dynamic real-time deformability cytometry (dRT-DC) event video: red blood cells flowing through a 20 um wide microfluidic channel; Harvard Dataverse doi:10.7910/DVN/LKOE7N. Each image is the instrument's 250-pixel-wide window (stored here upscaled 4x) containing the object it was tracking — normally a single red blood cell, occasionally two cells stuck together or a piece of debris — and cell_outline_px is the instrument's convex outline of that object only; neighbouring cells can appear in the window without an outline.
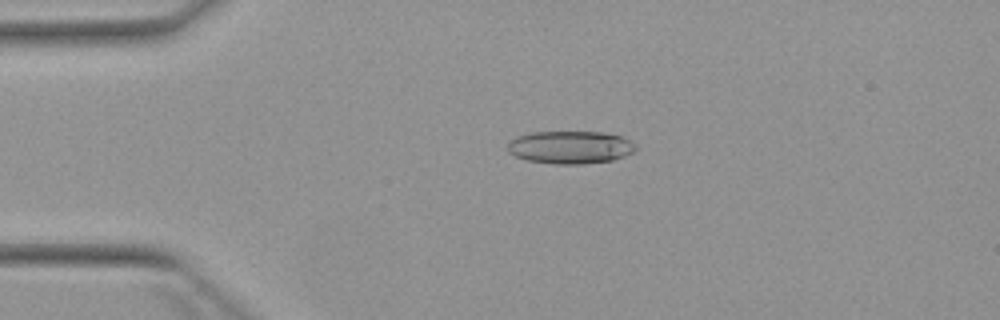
{"species": "Egyptian fruit bat (a non-hibernating species)", "species_latin": "Rousettus aegyptiacus", "temperature_condition": "warm", "stored_images_in_passage": 4, "camera_frame_rate_fps": 3000, "um_per_image_px": 0.085, "animal": {"sex": "female"}, "frame": {"image": 1, "passage_image": 3, "time_ms": 2.333, "image_size_px": [1000, 320], "cell_outline_px": [[636, 148], [632, 152], [624, 156], [612, 160], [584, 164], [552, 164], [528, 160], [516, 156], [508, 152], [508, 144], [516, 136], [532, 132], [604, 132], [620, 136], [636, 144]], "centroid_in_image_um": [48.47, 12.52], "position_along_channel_um": 36.5, "area_um2": 24.39}}